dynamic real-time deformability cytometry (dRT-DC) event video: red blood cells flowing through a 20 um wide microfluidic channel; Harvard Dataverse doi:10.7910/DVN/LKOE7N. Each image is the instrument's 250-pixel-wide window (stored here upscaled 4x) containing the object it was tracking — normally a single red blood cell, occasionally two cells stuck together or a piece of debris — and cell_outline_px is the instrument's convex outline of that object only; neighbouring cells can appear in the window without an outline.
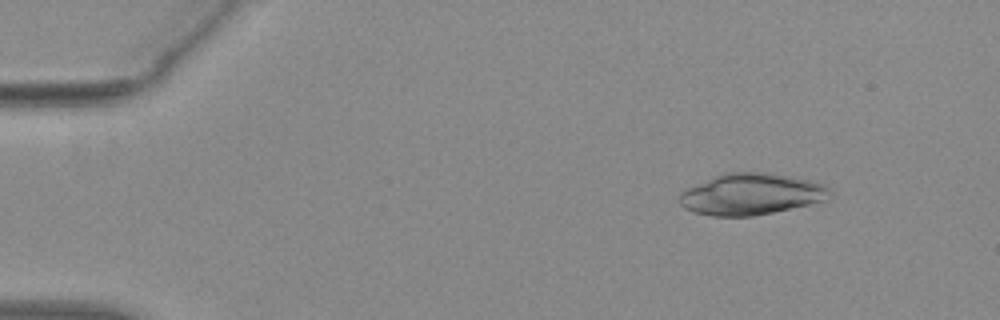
{"species": "common noctule bat (a hibernating species)", "species_latin": "Nyctalus noctula", "temperature_condition": "warm", "stored_images_in_passage": 53, "camera_frame_rate_fps": 3000, "um_per_image_px": 0.085, "animal": {"sex": "female", "body_mass_g": 29.2, "forearm_length_mm": 56.3}, "frame": {"image": 1, "passage_image": 7, "time_ms": 2.0, "image_size_px": [1000, 320], "cell_outline_px": [[832, 192], [828, 200], [772, 212], [752, 216], [712, 216], [696, 212], [684, 208], [680, 204], [680, 192], [688, 188], [724, 172], [764, 172], [792, 176], [808, 180], [820, 184], [828, 188]], "centroid_in_image_um": [63.85, 16.5], "position_along_channel_um": 21.1, "area_um2": 35.95}}
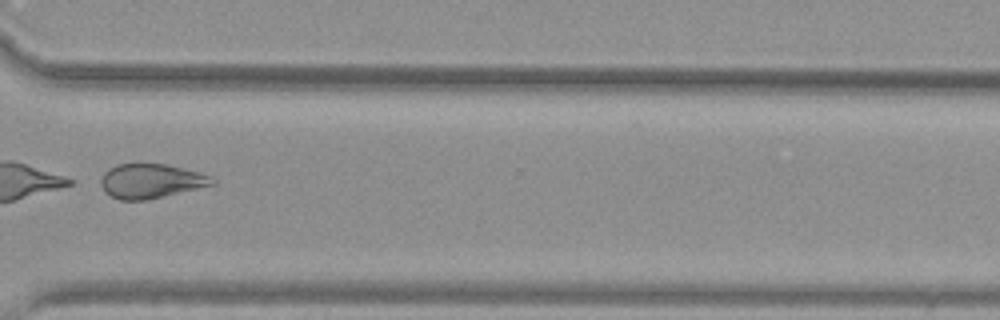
{"frame": {"image": 2, "passage_image": 41, "time_ms": 13.333, "image_size_px": [1000, 320], "cell_outline_px": [[216, 184], [164, 196], [144, 200], [120, 200], [104, 192], [100, 184], [100, 180], [104, 172], [108, 168], [116, 164], [164, 164], [184, 168], [200, 172], [212, 176], [216, 180]], "centroid_in_image_um": [12.83, 15.38], "position_along_channel_um": 357.8, "area_um2": 22.43}}